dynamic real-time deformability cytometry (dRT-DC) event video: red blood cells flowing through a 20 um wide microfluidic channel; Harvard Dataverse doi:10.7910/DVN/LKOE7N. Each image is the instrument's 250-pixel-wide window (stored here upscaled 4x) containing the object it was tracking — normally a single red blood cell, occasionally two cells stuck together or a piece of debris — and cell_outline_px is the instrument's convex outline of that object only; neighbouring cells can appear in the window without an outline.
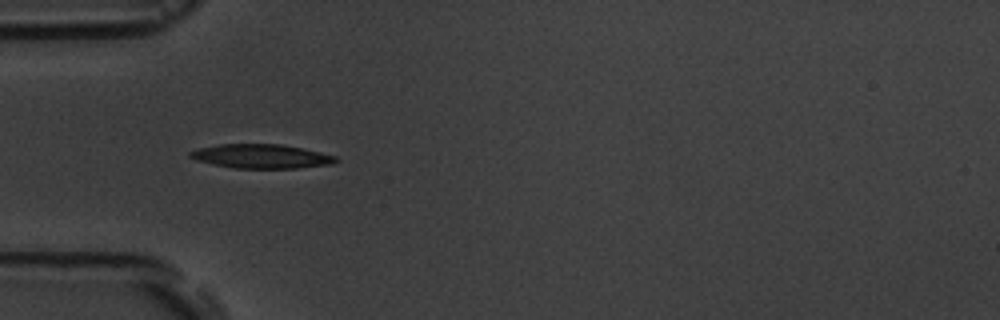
{"species": "common noctule bat (a hibernating species)", "species_latin": "Nyctalus noctula", "temperature_condition": "room temperature", "stored_images_in_passage": 6, "camera_frame_rate_fps": 3000, "um_per_image_px": 0.085, "animal": {"sex": "male", "body_mass_g": 19.5, "forearm_length_mm": 54.6}, "frame": {"image": 1, "passage_image": 5, "time_ms": 4.667, "image_size_px": [1000, 320], "cell_outline_px": [[340, 160], [332, 164], [296, 168], [236, 168], [212, 164], [196, 160], [188, 156], [188, 152], [200, 148], [220, 144], [280, 144], [304, 148], [336, 156]], "centroid_in_image_um": [22.23, 13.28], "position_along_channel_um": 62.8, "area_um2": 20.46}}
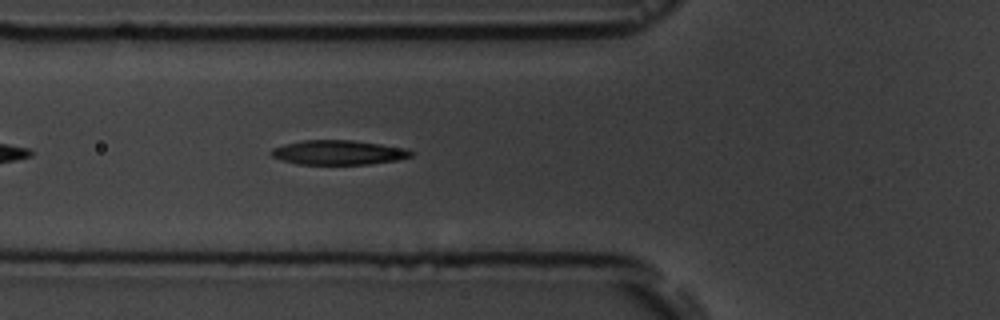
{"frame": {"image": 2, "passage_image": 6, "time_ms": 5.667, "image_size_px": [1000, 320], "cell_outline_px": [[416, 152], [412, 156], [396, 160], [368, 164], [296, 164], [280, 160], [272, 156], [268, 152], [272, 148], [284, 144], [304, 140], [352, 140], [380, 144], [404, 148]], "centroid_in_image_um": [28.73, 12.96], "position_along_channel_um": 97.1, "area_um2": 20.0}}